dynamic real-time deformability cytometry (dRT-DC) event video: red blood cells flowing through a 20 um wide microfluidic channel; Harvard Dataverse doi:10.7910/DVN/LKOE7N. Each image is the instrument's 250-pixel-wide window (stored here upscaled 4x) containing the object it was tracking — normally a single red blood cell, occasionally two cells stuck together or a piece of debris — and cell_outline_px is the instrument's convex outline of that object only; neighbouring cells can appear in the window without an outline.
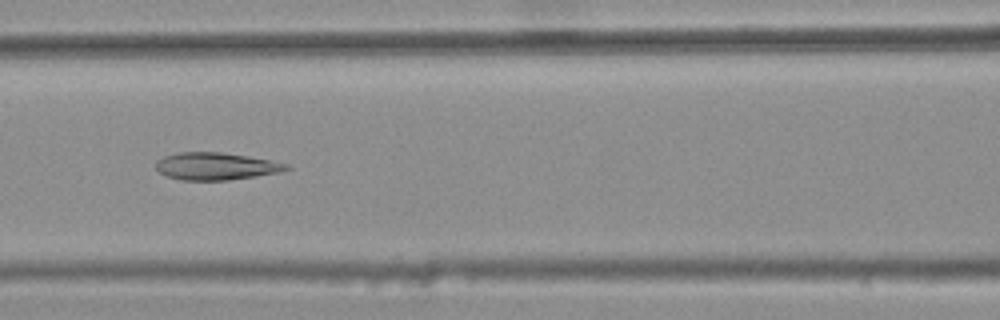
{"species": "common noctule bat (a hibernating species)", "species_latin": "Nyctalus noctula", "temperature_condition": "warm", "stored_images_in_passage": 47, "camera_frame_rate_fps": 3000, "um_per_image_px": 0.085, "animal": {"sex": "female", "body_mass_g": 25.1}, "frame": {"image": 1, "passage_image": 24, "time_ms": 7.667, "image_size_px": [1000, 320], "cell_outline_px": [[292, 168], [280, 172], [256, 176], [228, 180], [180, 180], [168, 176], [160, 172], [156, 168], [156, 160], [164, 156], [176, 152], [220, 152], [248, 156], [288, 164]], "centroid_in_image_um": [18.34, 14.12], "position_along_channel_um": 148.3, "area_um2": 20.75}}
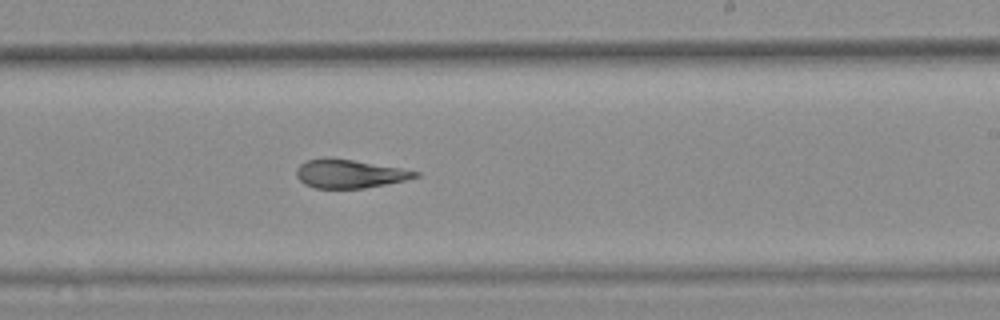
{"frame": {"image": 2, "passage_image": 33, "time_ms": 10.667, "image_size_px": [1000, 320], "cell_outline_px": [[420, 176], [404, 180], [364, 188], [312, 188], [304, 184], [296, 176], [296, 168], [300, 164], [308, 160], [324, 156], [328, 156], [400, 168], [420, 172]], "centroid_in_image_um": [29.64, 14.76], "position_along_channel_um": 259.4, "area_um2": 19.77}}
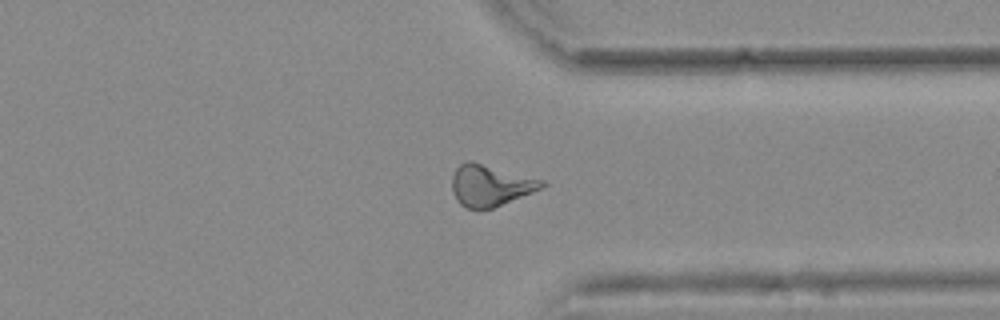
{"frame": {"image": 3, "passage_image": 42, "time_ms": 13.667, "image_size_px": [1000, 320], "cell_outline_px": [[548, 184], [544, 188], [492, 208], [464, 208], [456, 200], [452, 192], [452, 176], [456, 168], [460, 164], [468, 160], [472, 160], [544, 180]], "centroid_in_image_um": [41.68, 15.74], "position_along_channel_um": 369.7, "area_um2": 21.85}, "authors_computed_cell_mechanics": {"area_um2": 21.5016, "velocity_mm_per_s": 3.7118, "shape_relaxation_time_tau1_ms": null, "shape_relaxation_time_tau2_ms": 2.528, "deformation_change_tau1": null, "deformation_change_tau2": 0.0987}}